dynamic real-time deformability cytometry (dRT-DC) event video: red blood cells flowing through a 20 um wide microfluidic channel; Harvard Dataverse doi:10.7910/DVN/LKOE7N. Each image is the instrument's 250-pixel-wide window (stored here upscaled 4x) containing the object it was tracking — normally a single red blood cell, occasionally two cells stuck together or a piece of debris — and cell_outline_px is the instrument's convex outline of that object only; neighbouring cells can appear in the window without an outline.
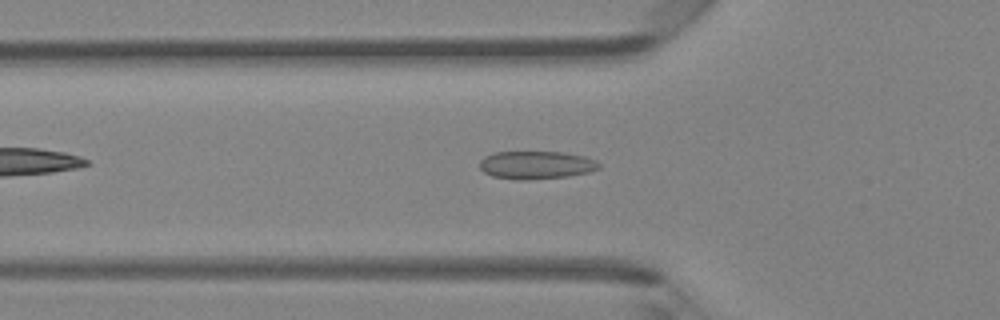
{"species": "Egyptian fruit bat (a non-hibernating species)", "species_latin": "Rousettus aegyptiacus", "temperature_condition": "room temperature", "stored_images_in_passage": 37, "camera_frame_rate_fps": 3000, "um_per_image_px": 0.085, "animal": {"sex": "female"}, "frame": {"image": 1, "passage_image": 7, "time_ms": 2.0, "image_size_px": [1000, 320], "cell_outline_px": [[600, 168], [588, 172], [568, 176], [528, 180], [516, 180], [492, 176], [484, 172], [480, 168], [480, 160], [484, 156], [496, 152], [564, 152], [584, 156], [596, 160], [600, 164]], "centroid_in_image_um": [45.57, 14.03], "position_along_channel_um": 80.2, "area_um2": 19.54}}
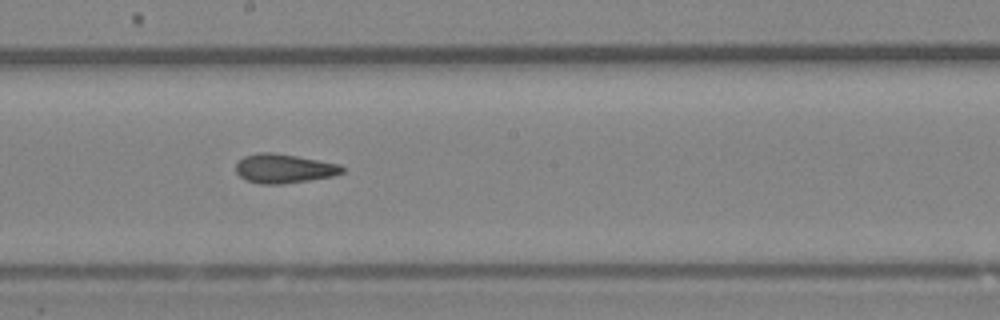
{"frame": {"image": 2, "passage_image": 17, "time_ms": 5.333, "image_size_px": [1000, 320], "cell_outline_px": [[344, 172], [332, 176], [284, 184], [260, 184], [244, 180], [236, 172], [236, 164], [244, 156], [256, 152], [272, 152], [296, 156], [340, 164], [344, 168]], "centroid_in_image_um": [24.11, 14.32], "position_along_channel_um": 224.1, "area_um2": 18.09}}
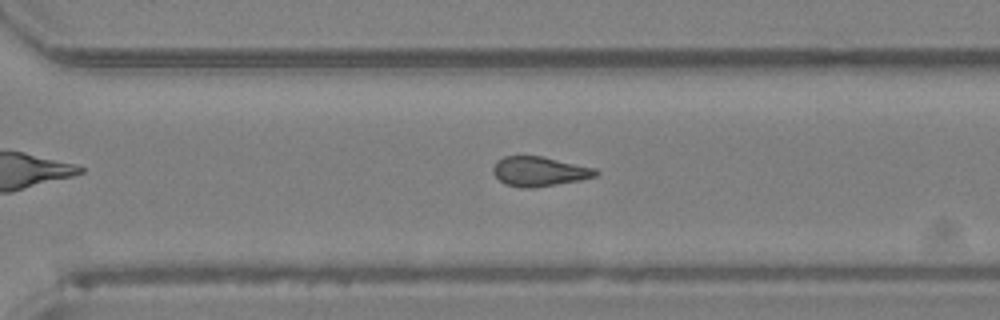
{"frame": {"image": 3, "passage_image": 24, "time_ms": 7.667, "image_size_px": [1000, 320], "cell_outline_px": [[600, 172], [596, 176], [580, 180], [532, 188], [524, 188], [504, 184], [492, 172], [492, 168], [496, 160], [504, 156], [544, 156], [596, 168]], "centroid_in_image_um": [45.84, 14.56], "position_along_channel_um": 324.8, "area_um2": 17.86}}